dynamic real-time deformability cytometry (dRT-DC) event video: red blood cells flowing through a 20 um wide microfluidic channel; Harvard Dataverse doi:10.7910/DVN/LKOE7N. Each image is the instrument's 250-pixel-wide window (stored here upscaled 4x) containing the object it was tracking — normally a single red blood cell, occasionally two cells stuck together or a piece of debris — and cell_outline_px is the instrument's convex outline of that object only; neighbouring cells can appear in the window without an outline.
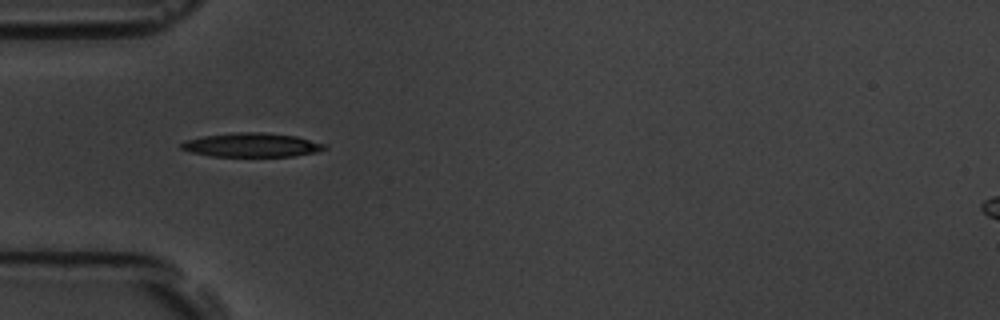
{"species": "common noctule bat (a hibernating species)", "species_latin": "Nyctalus noctula", "temperature_condition": "room temperature", "stored_images_in_passage": 6, "camera_frame_rate_fps": 3000, "um_per_image_px": 0.085, "animal": {"sex": "male", "body_mass_g": 19.5, "forearm_length_mm": 54.6}, "frame": {"image": 1, "passage_image": 1, "time_ms": 0.0, "image_size_px": [1000, 320], "cell_outline_px": [[328, 148], [316, 152], [292, 156], [212, 156], [192, 152], [180, 148], [180, 144], [188, 140], [204, 136], [236, 132], [260, 132], [296, 136], [328, 144]], "centroid_in_image_um": [21.46, 12.32], "position_along_channel_um": 63.5, "area_um2": 19.88}}
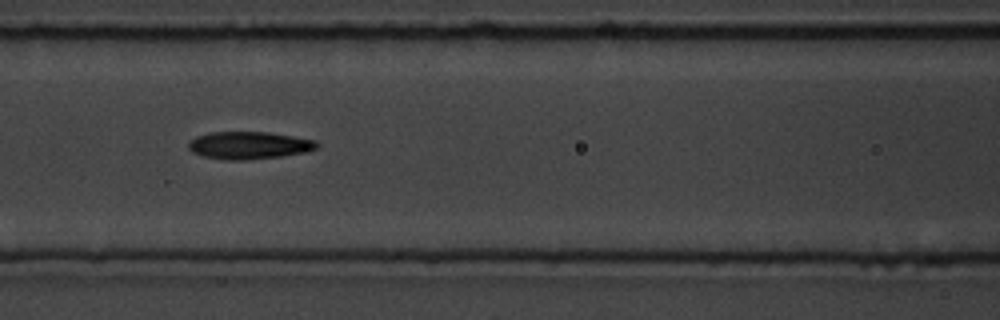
{"frame": {"image": 2, "passage_image": 3, "time_ms": 2.333, "image_size_px": [1000, 320], "cell_outline_px": [[320, 144], [316, 148], [304, 152], [280, 156], [244, 160], [224, 160], [204, 156], [192, 152], [188, 148], [188, 144], [196, 136], [212, 132], [268, 132], [316, 140]], "centroid_in_image_um": [21.16, 12.35], "position_along_channel_um": 145.4, "area_um2": 20.4}}
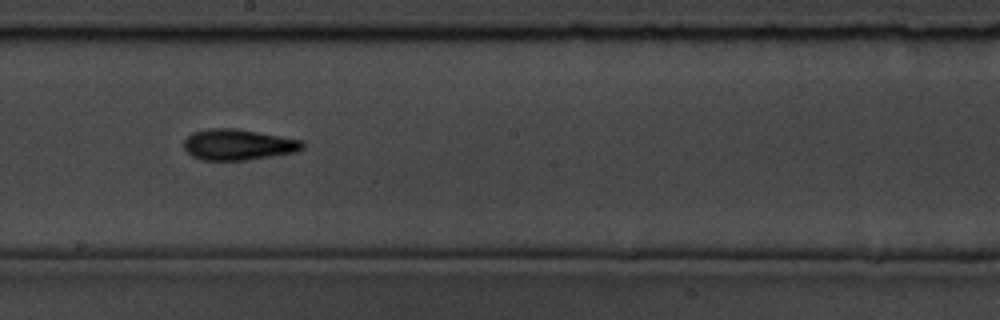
{"frame": {"image": 3, "passage_image": 5, "time_ms": 4.667, "image_size_px": [1000, 320], "cell_outline_px": [[304, 148], [296, 152], [248, 160], [200, 160], [192, 156], [184, 148], [184, 140], [192, 132], [208, 128], [236, 128], [304, 140]], "centroid_in_image_um": [20.25, 12.29], "position_along_channel_um": 227.9, "area_um2": 21.56}}